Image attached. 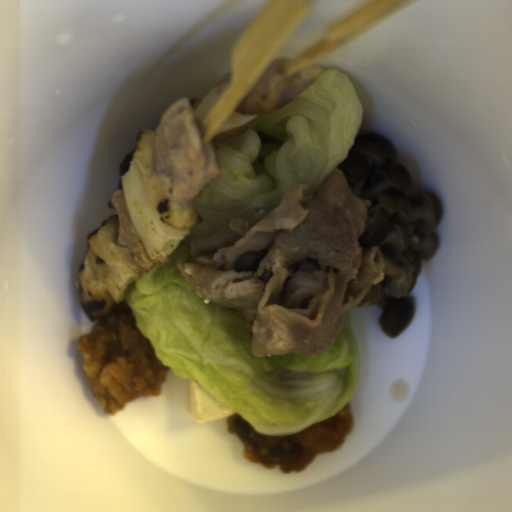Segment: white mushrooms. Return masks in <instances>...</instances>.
Masks as SVG:
<instances>
[{
	"label": "white mushrooms",
	"instance_id": "obj_1",
	"mask_svg": "<svg viewBox=\"0 0 512 512\" xmlns=\"http://www.w3.org/2000/svg\"><path fill=\"white\" fill-rule=\"evenodd\" d=\"M335 168L354 194L371 202L358 237L361 249L380 247L383 279L371 285L355 306L378 305L379 327L396 338L415 316L411 292L422 271L439 249L436 227L443 216L441 200L432 193L413 194L408 169L397 162L394 144L383 135L358 131L346 158Z\"/></svg>",
	"mask_w": 512,
	"mask_h": 512
}]
</instances>
